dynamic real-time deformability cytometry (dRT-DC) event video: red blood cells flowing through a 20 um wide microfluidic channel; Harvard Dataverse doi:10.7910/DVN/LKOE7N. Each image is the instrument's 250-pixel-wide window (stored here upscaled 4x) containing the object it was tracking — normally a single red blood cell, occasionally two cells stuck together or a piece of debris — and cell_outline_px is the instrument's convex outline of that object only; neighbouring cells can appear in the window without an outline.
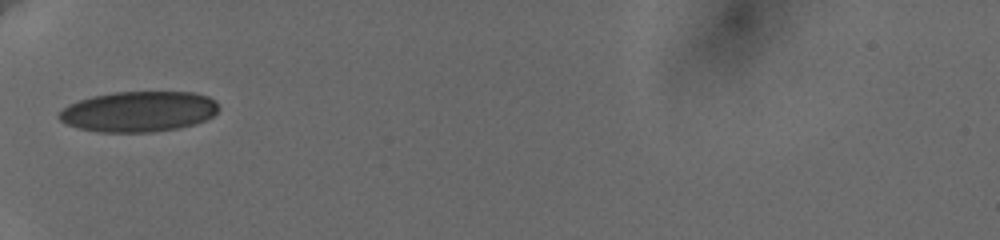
{"species": "human", "species_latin": "Homo sapiens", "temperature_condition": "cold", "stored_images_in_passage": 7, "camera_frame_rate_fps": 3000, "um_per_image_px": 0.085, "donor": {"sex": "female"}, "frame": {"image": 1, "passage_image": 1, "time_ms": 0.0, "image_size_px": [1000, 240], "cell_outline_px": [[220, 108], [212, 116], [204, 120], [192, 124], [176, 128], [152, 132], [100, 132], [80, 128], [68, 124], [60, 120], [56, 116], [68, 104], [92, 96], [112, 92], [196, 92], [208, 96], [216, 100]], "centroid_in_image_um": [11.8, 9.47], "position_along_channel_um": 73.2, "area_um2": 37.63}}
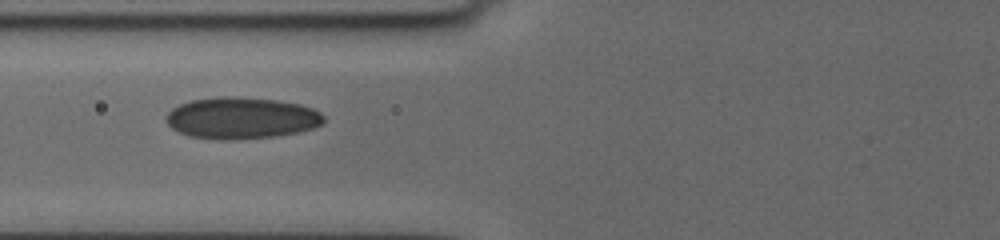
{"frame": {"image": 2, "passage_image": 6, "time_ms": 1.0, "image_size_px": [1000, 240], "cell_outline_px": [[324, 120], [320, 124], [312, 128], [296, 132], [272, 136], [220, 140], [188, 136], [172, 128], [168, 124], [168, 112], [172, 108], [180, 104], [192, 100], [220, 96], [236, 96], [276, 100], [300, 104], [312, 108], [320, 112], [324, 116]], "centroid_in_image_um": [20.51, 10.02], "position_along_channel_um": 105.3, "area_um2": 37.8}}